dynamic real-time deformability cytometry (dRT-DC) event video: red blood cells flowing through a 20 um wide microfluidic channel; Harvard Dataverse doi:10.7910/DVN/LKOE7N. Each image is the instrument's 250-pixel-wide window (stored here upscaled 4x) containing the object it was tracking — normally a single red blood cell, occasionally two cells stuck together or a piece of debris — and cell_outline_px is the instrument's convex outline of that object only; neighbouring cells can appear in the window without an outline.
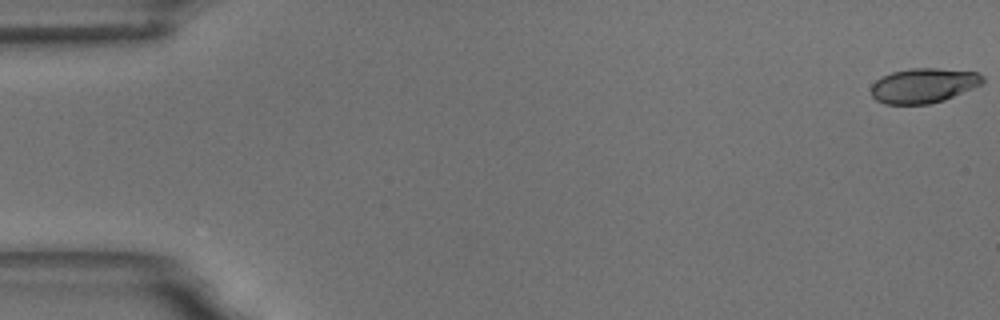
{"species": "common noctule bat (a hibernating species)", "species_latin": "Nyctalus noctula", "temperature_condition": "room temperature", "stored_images_in_passage": 58, "camera_frame_rate_fps": 3000, "um_per_image_px": 0.085, "animal": {"sex": "male", "body_mass_g": 18.8}, "frame": {"image": 1, "passage_image": 1, "time_ms": 0.0, "image_size_px": [1000, 320], "cell_outline_px": [[984, 84], [944, 100], [928, 104], [884, 104], [876, 100], [872, 96], [872, 84], [880, 76], [892, 72], [912, 68], [936, 68], [976, 72], [984, 76]], "centroid_in_image_um": [78.51, 7.27], "position_along_channel_um": 6.5, "area_um2": 22.72}}
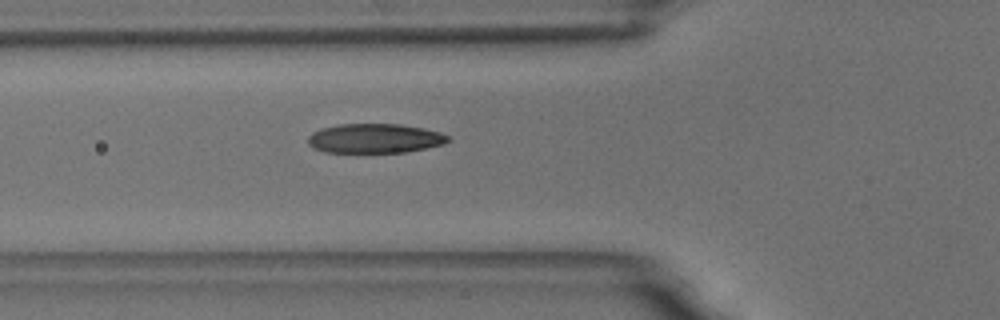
{"frame": {"image": 2, "passage_image": 21, "time_ms": 6.667, "image_size_px": [1000, 320], "cell_outline_px": [[452, 140], [444, 144], [404, 152], [324, 152], [312, 148], [308, 144], [308, 136], [312, 132], [320, 128], [340, 124], [400, 124], [424, 128], [440, 132], [448, 136]], "centroid_in_image_um": [31.84, 11.76], "position_along_channel_um": 94.0, "area_um2": 24.1}}
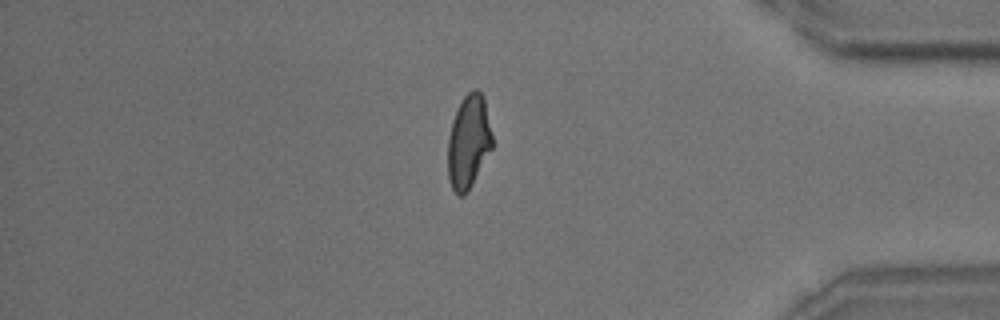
{"frame": {"image": 3, "passage_image": 49, "time_ms": 16.0, "image_size_px": [1000, 320], "cell_outline_px": [[492, 148], [468, 192], [464, 196], [456, 196], [452, 188], [448, 176], [448, 136], [452, 120], [460, 100], [472, 88], [476, 88], [484, 96], [492, 136]], "centroid_in_image_um": [39.82, 12.04], "position_along_channel_um": 395.4, "area_um2": 24.45}, "authors_computed_cell_mechanics": {"area_um2": 24.1893, "velocity_mm_per_s": 3.5333, "shape_relaxation_time_tau1_ms": 3.7761, "shape_relaxation_time_tau2_ms": 1.3311, "deformation_change_tau1": 0.1578, "deformation_change_tau2": 0.0789}}